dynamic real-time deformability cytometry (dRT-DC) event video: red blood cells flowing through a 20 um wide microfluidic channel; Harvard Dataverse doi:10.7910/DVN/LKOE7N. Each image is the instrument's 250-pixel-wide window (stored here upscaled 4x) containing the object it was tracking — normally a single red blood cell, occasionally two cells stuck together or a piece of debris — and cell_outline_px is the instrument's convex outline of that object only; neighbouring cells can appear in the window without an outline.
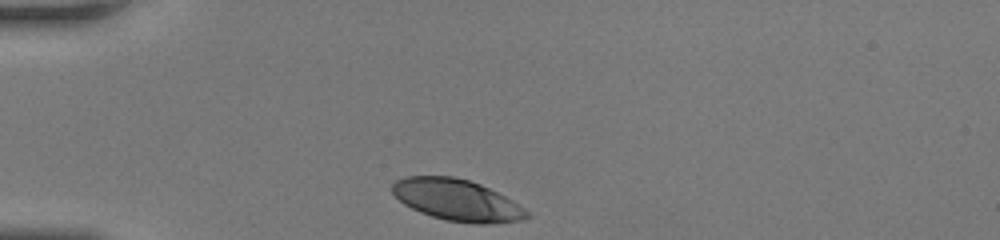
{"species": "human", "species_latin": "Homo sapiens", "temperature_condition": "room temperature", "stored_images_in_passage": 28, "camera_frame_rate_fps": 3000, "um_per_image_px": 0.085, "donor": {"sex": "female"}, "frame": {"image": 1, "passage_image": 1, "time_ms": 0.0, "image_size_px": [1000, 240], "cell_outline_px": [[532, 216], [520, 220], [488, 224], [476, 224], [448, 220], [432, 216], [420, 212], [404, 204], [392, 192], [392, 184], [396, 180], [404, 176], [452, 176], [468, 180], [480, 184], [512, 200], [524, 208]], "centroid_in_image_um": [38.84, 17.0], "position_along_channel_um": 46.2, "area_um2": 32.25}}
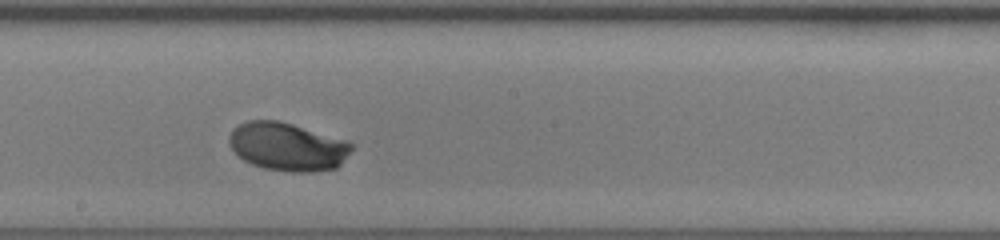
{"frame": {"image": 2, "passage_image": 16, "time_ms": 5.0, "image_size_px": [1000, 240], "cell_outline_px": [[356, 144], [340, 164], [336, 168], [312, 172], [292, 172], [264, 168], [252, 164], [244, 160], [232, 148], [228, 140], [228, 136], [232, 128], [248, 120], [280, 120], [348, 140]], "centroid_in_image_um": [24.46, 12.45], "position_along_channel_um": 223.7, "area_um2": 34.62}}
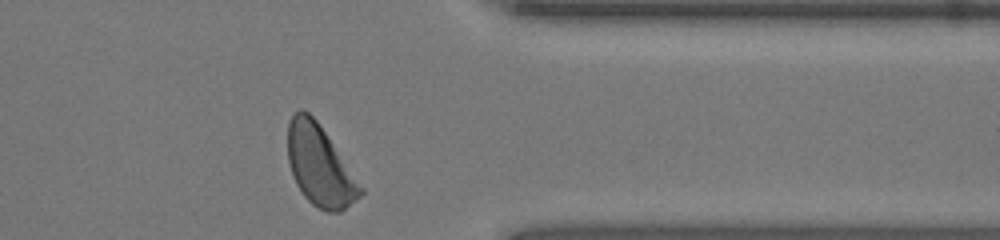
{"frame": {"image": 3, "passage_image": 28, "time_ms": 9.0, "image_size_px": [1000, 240], "cell_outline_px": [[364, 192], [360, 196], [340, 212], [328, 212], [312, 204], [304, 196], [296, 184], [292, 176], [288, 160], [288, 120], [300, 108], [308, 112], [316, 120], [364, 188]], "centroid_in_image_um": [27.17, 14.09], "position_along_channel_um": 384.2, "area_um2": 33.76}, "authors_computed_cell_mechanics": {"area_um2": 33.3217, "velocity_mm_per_s": 4.1978, "shape_relaxation_time_tau1_ms": 2.3964, "shape_relaxation_time_tau2_ms": null, "deformation_change_tau1": 0.1674, "deformation_change_tau2": null}}